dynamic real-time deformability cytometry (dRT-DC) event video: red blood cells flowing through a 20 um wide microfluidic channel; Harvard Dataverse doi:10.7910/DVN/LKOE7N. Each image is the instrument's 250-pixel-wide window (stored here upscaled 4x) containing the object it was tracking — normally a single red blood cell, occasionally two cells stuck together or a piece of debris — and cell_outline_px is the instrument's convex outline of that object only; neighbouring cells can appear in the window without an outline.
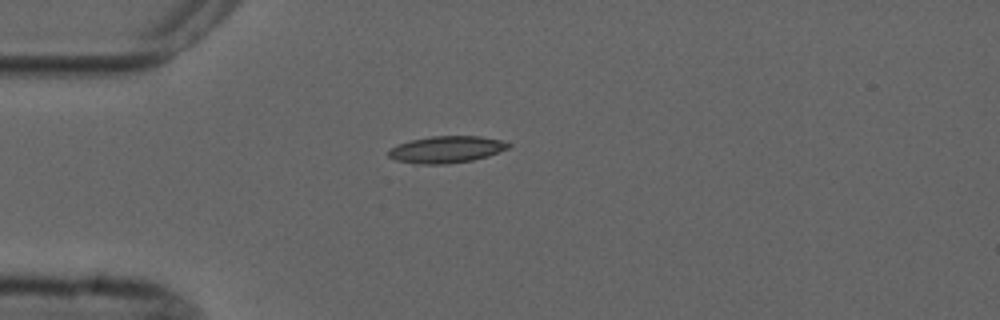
{"species": "common noctule bat (a hibernating species)", "species_latin": "Nyctalus noctula", "temperature_condition": "cold", "stored_images_in_passage": 4, "camera_frame_rate_fps": 3000, "um_per_image_px": 0.085, "animal": {"sex": "male", "forearm_length_mm": 52.5}, "frame": {"image": 1, "passage_image": 1, "time_ms": 0.0, "image_size_px": [1000, 320], "cell_outline_px": [[512, 144], [508, 148], [488, 156], [472, 160], [444, 164], [416, 164], [396, 160], [388, 156], [388, 152], [392, 148], [400, 144], [412, 140], [432, 136], [480, 136], [500, 140]], "centroid_in_image_um": [37.96, 12.71], "position_along_channel_um": 47.0, "area_um2": 18.5}}
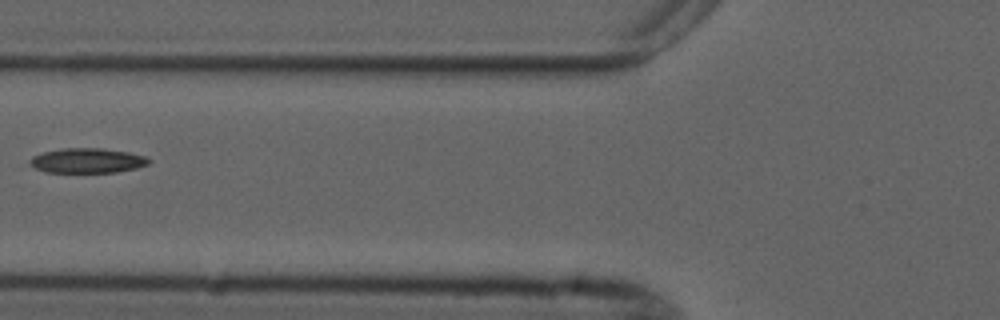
{"frame": {"image": 2, "passage_image": 3, "time_ms": 2.333, "image_size_px": [1000, 320], "cell_outline_px": [[152, 160], [148, 164], [136, 168], [116, 172], [44, 172], [28, 164], [28, 160], [32, 156], [44, 152], [64, 148], [104, 148], [128, 152], [144, 156]], "centroid_in_image_um": [7.4, 13.65], "position_along_channel_um": 118.4, "area_um2": 17.22}}
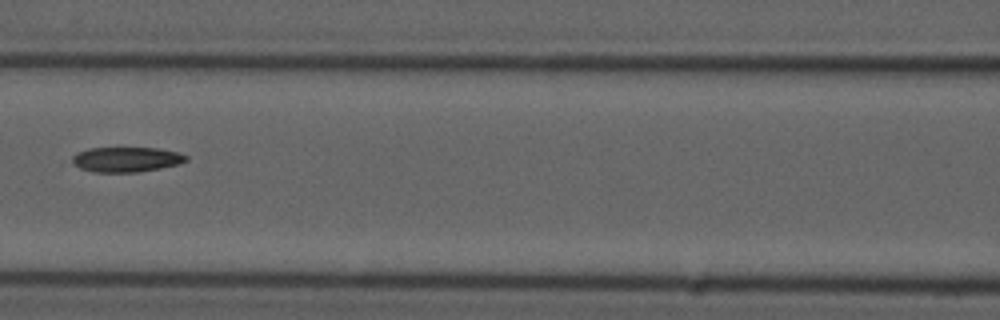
{"frame": {"image": 3, "passage_image": 4, "time_ms": 3.333, "image_size_px": [1000, 320], "cell_outline_px": [[188, 160], [180, 164], [160, 168], [136, 172], [92, 172], [80, 168], [72, 160], [72, 156], [76, 152], [88, 148], [156, 148], [180, 152], [188, 156]], "centroid_in_image_um": [10.76, 13.55], "position_along_channel_um": 155.8, "area_um2": 16.65}}